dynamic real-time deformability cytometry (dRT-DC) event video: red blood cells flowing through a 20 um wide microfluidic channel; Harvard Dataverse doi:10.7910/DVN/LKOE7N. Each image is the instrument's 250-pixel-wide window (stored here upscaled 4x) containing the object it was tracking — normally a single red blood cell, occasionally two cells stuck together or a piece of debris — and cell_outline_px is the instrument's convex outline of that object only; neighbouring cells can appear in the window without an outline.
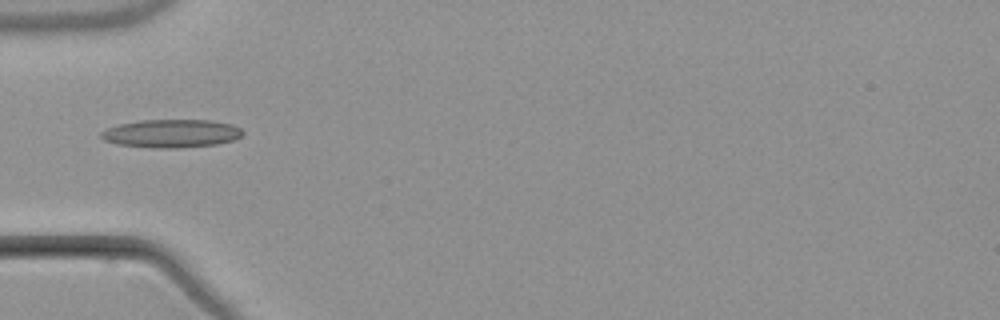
{"species": "common noctule bat (a hibernating species)", "species_latin": "Nyctalus noctula", "temperature_condition": "warm", "stored_images_in_passage": 2, "camera_frame_rate_fps": 3000, "um_per_image_px": 0.085, "animal": {"sex": "male", "body_mass_g": 21.5, "forearm_length_mm": 52.0}, "frame": {"image": 1, "passage_image": 2, "time_ms": 1.333, "image_size_px": [1000, 320], "cell_outline_px": [[244, 132], [240, 136], [232, 140], [216, 144], [176, 148], [160, 148], [116, 144], [104, 140], [100, 136], [100, 132], [108, 128], [120, 124], [140, 120], [212, 120], [232, 124], [240, 128]], "centroid_in_image_um": [14.56, 11.34], "position_along_channel_um": 70.4, "area_um2": 23.12}}